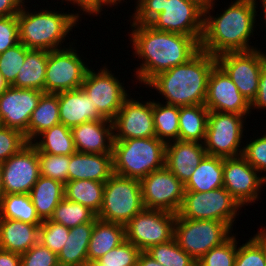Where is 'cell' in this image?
I'll return each instance as SVG.
<instances>
[{
  "instance_id": "cell-9",
  "label": "cell",
  "mask_w": 266,
  "mask_h": 266,
  "mask_svg": "<svg viewBox=\"0 0 266 266\" xmlns=\"http://www.w3.org/2000/svg\"><path fill=\"white\" fill-rule=\"evenodd\" d=\"M176 218L169 211L144 208L125 225L126 240L140 251L168 242L174 238Z\"/></svg>"
},
{
  "instance_id": "cell-59",
  "label": "cell",
  "mask_w": 266,
  "mask_h": 266,
  "mask_svg": "<svg viewBox=\"0 0 266 266\" xmlns=\"http://www.w3.org/2000/svg\"><path fill=\"white\" fill-rule=\"evenodd\" d=\"M86 266H100L97 262L89 263Z\"/></svg>"
},
{
  "instance_id": "cell-54",
  "label": "cell",
  "mask_w": 266,
  "mask_h": 266,
  "mask_svg": "<svg viewBox=\"0 0 266 266\" xmlns=\"http://www.w3.org/2000/svg\"><path fill=\"white\" fill-rule=\"evenodd\" d=\"M137 266H164V265L158 263L146 251H141L137 260Z\"/></svg>"
},
{
  "instance_id": "cell-55",
  "label": "cell",
  "mask_w": 266,
  "mask_h": 266,
  "mask_svg": "<svg viewBox=\"0 0 266 266\" xmlns=\"http://www.w3.org/2000/svg\"><path fill=\"white\" fill-rule=\"evenodd\" d=\"M10 87L9 83L5 80L3 75L0 73V95Z\"/></svg>"
},
{
  "instance_id": "cell-41",
  "label": "cell",
  "mask_w": 266,
  "mask_h": 266,
  "mask_svg": "<svg viewBox=\"0 0 266 266\" xmlns=\"http://www.w3.org/2000/svg\"><path fill=\"white\" fill-rule=\"evenodd\" d=\"M29 50L30 49L19 42L0 54V73L10 86L15 83L16 77L24 64L26 54Z\"/></svg>"
},
{
  "instance_id": "cell-50",
  "label": "cell",
  "mask_w": 266,
  "mask_h": 266,
  "mask_svg": "<svg viewBox=\"0 0 266 266\" xmlns=\"http://www.w3.org/2000/svg\"><path fill=\"white\" fill-rule=\"evenodd\" d=\"M73 2L74 4H78V6L86 12V14H99L102 10L103 4L108 6V4L114 5L116 4L113 0H65Z\"/></svg>"
},
{
  "instance_id": "cell-21",
  "label": "cell",
  "mask_w": 266,
  "mask_h": 266,
  "mask_svg": "<svg viewBox=\"0 0 266 266\" xmlns=\"http://www.w3.org/2000/svg\"><path fill=\"white\" fill-rule=\"evenodd\" d=\"M71 132L77 152L112 154L114 131L111 120L100 119L82 123L72 127Z\"/></svg>"
},
{
  "instance_id": "cell-27",
  "label": "cell",
  "mask_w": 266,
  "mask_h": 266,
  "mask_svg": "<svg viewBox=\"0 0 266 266\" xmlns=\"http://www.w3.org/2000/svg\"><path fill=\"white\" fill-rule=\"evenodd\" d=\"M95 219L70 228L66 244L57 255L59 266H86L88 264V245Z\"/></svg>"
},
{
  "instance_id": "cell-37",
  "label": "cell",
  "mask_w": 266,
  "mask_h": 266,
  "mask_svg": "<svg viewBox=\"0 0 266 266\" xmlns=\"http://www.w3.org/2000/svg\"><path fill=\"white\" fill-rule=\"evenodd\" d=\"M96 217L97 215L89 208L64 198L56 206L49 220L72 228L87 222H92Z\"/></svg>"
},
{
  "instance_id": "cell-40",
  "label": "cell",
  "mask_w": 266,
  "mask_h": 266,
  "mask_svg": "<svg viewBox=\"0 0 266 266\" xmlns=\"http://www.w3.org/2000/svg\"><path fill=\"white\" fill-rule=\"evenodd\" d=\"M40 175L57 180L63 184L68 182V165L70 155H53L38 152Z\"/></svg>"
},
{
  "instance_id": "cell-36",
  "label": "cell",
  "mask_w": 266,
  "mask_h": 266,
  "mask_svg": "<svg viewBox=\"0 0 266 266\" xmlns=\"http://www.w3.org/2000/svg\"><path fill=\"white\" fill-rule=\"evenodd\" d=\"M153 121L156 137L165 144L179 140V107L153 101ZM168 139V140H167Z\"/></svg>"
},
{
  "instance_id": "cell-6",
  "label": "cell",
  "mask_w": 266,
  "mask_h": 266,
  "mask_svg": "<svg viewBox=\"0 0 266 266\" xmlns=\"http://www.w3.org/2000/svg\"><path fill=\"white\" fill-rule=\"evenodd\" d=\"M144 208L140 180L113 173L105 182L103 204L97 218L126 225Z\"/></svg>"
},
{
  "instance_id": "cell-30",
  "label": "cell",
  "mask_w": 266,
  "mask_h": 266,
  "mask_svg": "<svg viewBox=\"0 0 266 266\" xmlns=\"http://www.w3.org/2000/svg\"><path fill=\"white\" fill-rule=\"evenodd\" d=\"M48 54L46 50L30 49L12 86L44 92Z\"/></svg>"
},
{
  "instance_id": "cell-18",
  "label": "cell",
  "mask_w": 266,
  "mask_h": 266,
  "mask_svg": "<svg viewBox=\"0 0 266 266\" xmlns=\"http://www.w3.org/2000/svg\"><path fill=\"white\" fill-rule=\"evenodd\" d=\"M112 122L114 140L156 137L152 101L142 104L128 96Z\"/></svg>"
},
{
  "instance_id": "cell-14",
  "label": "cell",
  "mask_w": 266,
  "mask_h": 266,
  "mask_svg": "<svg viewBox=\"0 0 266 266\" xmlns=\"http://www.w3.org/2000/svg\"><path fill=\"white\" fill-rule=\"evenodd\" d=\"M216 60L240 93L251 103L258 91L260 72L266 63V54L257 49L246 52H228L218 55Z\"/></svg>"
},
{
  "instance_id": "cell-11",
  "label": "cell",
  "mask_w": 266,
  "mask_h": 266,
  "mask_svg": "<svg viewBox=\"0 0 266 266\" xmlns=\"http://www.w3.org/2000/svg\"><path fill=\"white\" fill-rule=\"evenodd\" d=\"M204 7L195 0H164L163 11L149 25L155 30L194 37L203 34Z\"/></svg>"
},
{
  "instance_id": "cell-52",
  "label": "cell",
  "mask_w": 266,
  "mask_h": 266,
  "mask_svg": "<svg viewBox=\"0 0 266 266\" xmlns=\"http://www.w3.org/2000/svg\"><path fill=\"white\" fill-rule=\"evenodd\" d=\"M24 0H0V17L17 15L25 7Z\"/></svg>"
},
{
  "instance_id": "cell-10",
  "label": "cell",
  "mask_w": 266,
  "mask_h": 266,
  "mask_svg": "<svg viewBox=\"0 0 266 266\" xmlns=\"http://www.w3.org/2000/svg\"><path fill=\"white\" fill-rule=\"evenodd\" d=\"M243 115L210 111L203 142L207 155L221 158L242 156ZM239 152V153H238Z\"/></svg>"
},
{
  "instance_id": "cell-8",
  "label": "cell",
  "mask_w": 266,
  "mask_h": 266,
  "mask_svg": "<svg viewBox=\"0 0 266 266\" xmlns=\"http://www.w3.org/2000/svg\"><path fill=\"white\" fill-rule=\"evenodd\" d=\"M241 205L224 188L208 192H185L178 214L185 219L216 220L232 228Z\"/></svg>"
},
{
  "instance_id": "cell-31",
  "label": "cell",
  "mask_w": 266,
  "mask_h": 266,
  "mask_svg": "<svg viewBox=\"0 0 266 266\" xmlns=\"http://www.w3.org/2000/svg\"><path fill=\"white\" fill-rule=\"evenodd\" d=\"M209 112L204 104L179 107V140L203 143Z\"/></svg>"
},
{
  "instance_id": "cell-44",
  "label": "cell",
  "mask_w": 266,
  "mask_h": 266,
  "mask_svg": "<svg viewBox=\"0 0 266 266\" xmlns=\"http://www.w3.org/2000/svg\"><path fill=\"white\" fill-rule=\"evenodd\" d=\"M140 250L127 240L110 250L96 262L100 266H137Z\"/></svg>"
},
{
  "instance_id": "cell-5",
  "label": "cell",
  "mask_w": 266,
  "mask_h": 266,
  "mask_svg": "<svg viewBox=\"0 0 266 266\" xmlns=\"http://www.w3.org/2000/svg\"><path fill=\"white\" fill-rule=\"evenodd\" d=\"M165 147L157 137L114 140L113 173L141 180L165 166Z\"/></svg>"
},
{
  "instance_id": "cell-12",
  "label": "cell",
  "mask_w": 266,
  "mask_h": 266,
  "mask_svg": "<svg viewBox=\"0 0 266 266\" xmlns=\"http://www.w3.org/2000/svg\"><path fill=\"white\" fill-rule=\"evenodd\" d=\"M71 46L49 51L46 65L44 93H60L80 89L88 66Z\"/></svg>"
},
{
  "instance_id": "cell-39",
  "label": "cell",
  "mask_w": 266,
  "mask_h": 266,
  "mask_svg": "<svg viewBox=\"0 0 266 266\" xmlns=\"http://www.w3.org/2000/svg\"><path fill=\"white\" fill-rule=\"evenodd\" d=\"M146 252L164 266H197V261L181 249L174 238L151 246Z\"/></svg>"
},
{
  "instance_id": "cell-47",
  "label": "cell",
  "mask_w": 266,
  "mask_h": 266,
  "mask_svg": "<svg viewBox=\"0 0 266 266\" xmlns=\"http://www.w3.org/2000/svg\"><path fill=\"white\" fill-rule=\"evenodd\" d=\"M250 142L242 147V156L258 172H266V134Z\"/></svg>"
},
{
  "instance_id": "cell-33",
  "label": "cell",
  "mask_w": 266,
  "mask_h": 266,
  "mask_svg": "<svg viewBox=\"0 0 266 266\" xmlns=\"http://www.w3.org/2000/svg\"><path fill=\"white\" fill-rule=\"evenodd\" d=\"M105 183L87 179L65 183V198L80 203L98 215L103 204Z\"/></svg>"
},
{
  "instance_id": "cell-15",
  "label": "cell",
  "mask_w": 266,
  "mask_h": 266,
  "mask_svg": "<svg viewBox=\"0 0 266 266\" xmlns=\"http://www.w3.org/2000/svg\"><path fill=\"white\" fill-rule=\"evenodd\" d=\"M88 69L81 88L90 96L93 107L105 118L113 120L122 107L128 93L119 80L107 68L98 73Z\"/></svg>"
},
{
  "instance_id": "cell-45",
  "label": "cell",
  "mask_w": 266,
  "mask_h": 266,
  "mask_svg": "<svg viewBox=\"0 0 266 266\" xmlns=\"http://www.w3.org/2000/svg\"><path fill=\"white\" fill-rule=\"evenodd\" d=\"M29 142L25 135L9 127H0V163L19 152Z\"/></svg>"
},
{
  "instance_id": "cell-26",
  "label": "cell",
  "mask_w": 266,
  "mask_h": 266,
  "mask_svg": "<svg viewBox=\"0 0 266 266\" xmlns=\"http://www.w3.org/2000/svg\"><path fill=\"white\" fill-rule=\"evenodd\" d=\"M126 241L125 225L95 218L88 245V264Z\"/></svg>"
},
{
  "instance_id": "cell-60",
  "label": "cell",
  "mask_w": 266,
  "mask_h": 266,
  "mask_svg": "<svg viewBox=\"0 0 266 266\" xmlns=\"http://www.w3.org/2000/svg\"><path fill=\"white\" fill-rule=\"evenodd\" d=\"M116 4H117V2H121L122 0H113Z\"/></svg>"
},
{
  "instance_id": "cell-51",
  "label": "cell",
  "mask_w": 266,
  "mask_h": 266,
  "mask_svg": "<svg viewBox=\"0 0 266 266\" xmlns=\"http://www.w3.org/2000/svg\"><path fill=\"white\" fill-rule=\"evenodd\" d=\"M251 108L257 109L266 108V63L263 65L260 72V79L258 82V91L254 100L250 103Z\"/></svg>"
},
{
  "instance_id": "cell-34",
  "label": "cell",
  "mask_w": 266,
  "mask_h": 266,
  "mask_svg": "<svg viewBox=\"0 0 266 266\" xmlns=\"http://www.w3.org/2000/svg\"><path fill=\"white\" fill-rule=\"evenodd\" d=\"M38 136H41L42 140L39 142L34 140L32 142L37 152L53 155H72L76 152L71 128L64 124L54 125Z\"/></svg>"
},
{
  "instance_id": "cell-32",
  "label": "cell",
  "mask_w": 266,
  "mask_h": 266,
  "mask_svg": "<svg viewBox=\"0 0 266 266\" xmlns=\"http://www.w3.org/2000/svg\"><path fill=\"white\" fill-rule=\"evenodd\" d=\"M60 123L58 94L43 93L33 110L28 125V142H33L44 130Z\"/></svg>"
},
{
  "instance_id": "cell-56",
  "label": "cell",
  "mask_w": 266,
  "mask_h": 266,
  "mask_svg": "<svg viewBox=\"0 0 266 266\" xmlns=\"http://www.w3.org/2000/svg\"><path fill=\"white\" fill-rule=\"evenodd\" d=\"M3 195L4 193H3V186H2V163H0V203H1V199Z\"/></svg>"
},
{
  "instance_id": "cell-38",
  "label": "cell",
  "mask_w": 266,
  "mask_h": 266,
  "mask_svg": "<svg viewBox=\"0 0 266 266\" xmlns=\"http://www.w3.org/2000/svg\"><path fill=\"white\" fill-rule=\"evenodd\" d=\"M234 266H266V230L261 229L237 248Z\"/></svg>"
},
{
  "instance_id": "cell-1",
  "label": "cell",
  "mask_w": 266,
  "mask_h": 266,
  "mask_svg": "<svg viewBox=\"0 0 266 266\" xmlns=\"http://www.w3.org/2000/svg\"><path fill=\"white\" fill-rule=\"evenodd\" d=\"M131 26L134 54L144 59L136 76L144 85L157 74L186 63L200 50V43L194 37L158 31L149 24L132 23Z\"/></svg>"
},
{
  "instance_id": "cell-57",
  "label": "cell",
  "mask_w": 266,
  "mask_h": 266,
  "mask_svg": "<svg viewBox=\"0 0 266 266\" xmlns=\"http://www.w3.org/2000/svg\"><path fill=\"white\" fill-rule=\"evenodd\" d=\"M195 1H197L198 3H200L204 8L206 6H208L212 2V0H195Z\"/></svg>"
},
{
  "instance_id": "cell-13",
  "label": "cell",
  "mask_w": 266,
  "mask_h": 266,
  "mask_svg": "<svg viewBox=\"0 0 266 266\" xmlns=\"http://www.w3.org/2000/svg\"><path fill=\"white\" fill-rule=\"evenodd\" d=\"M140 183L145 208L178 214L184 200L185 185L166 166L151 172Z\"/></svg>"
},
{
  "instance_id": "cell-49",
  "label": "cell",
  "mask_w": 266,
  "mask_h": 266,
  "mask_svg": "<svg viewBox=\"0 0 266 266\" xmlns=\"http://www.w3.org/2000/svg\"><path fill=\"white\" fill-rule=\"evenodd\" d=\"M164 0H138L133 22L136 24H149L163 11Z\"/></svg>"
},
{
  "instance_id": "cell-22",
  "label": "cell",
  "mask_w": 266,
  "mask_h": 266,
  "mask_svg": "<svg viewBox=\"0 0 266 266\" xmlns=\"http://www.w3.org/2000/svg\"><path fill=\"white\" fill-rule=\"evenodd\" d=\"M207 155L203 143L176 140L165 147V166L185 185Z\"/></svg>"
},
{
  "instance_id": "cell-53",
  "label": "cell",
  "mask_w": 266,
  "mask_h": 266,
  "mask_svg": "<svg viewBox=\"0 0 266 266\" xmlns=\"http://www.w3.org/2000/svg\"><path fill=\"white\" fill-rule=\"evenodd\" d=\"M0 266H21V254L0 249Z\"/></svg>"
},
{
  "instance_id": "cell-24",
  "label": "cell",
  "mask_w": 266,
  "mask_h": 266,
  "mask_svg": "<svg viewBox=\"0 0 266 266\" xmlns=\"http://www.w3.org/2000/svg\"><path fill=\"white\" fill-rule=\"evenodd\" d=\"M68 181L93 180L106 182L113 174L112 154L75 152L70 155Z\"/></svg>"
},
{
  "instance_id": "cell-20",
  "label": "cell",
  "mask_w": 266,
  "mask_h": 266,
  "mask_svg": "<svg viewBox=\"0 0 266 266\" xmlns=\"http://www.w3.org/2000/svg\"><path fill=\"white\" fill-rule=\"evenodd\" d=\"M44 92L10 86L0 95L2 126L22 132L28 141V125L33 110Z\"/></svg>"
},
{
  "instance_id": "cell-2",
  "label": "cell",
  "mask_w": 266,
  "mask_h": 266,
  "mask_svg": "<svg viewBox=\"0 0 266 266\" xmlns=\"http://www.w3.org/2000/svg\"><path fill=\"white\" fill-rule=\"evenodd\" d=\"M257 0H236L214 18L209 15L212 2L204 8L203 34L200 49L215 57L228 52H246L255 50L248 40L253 34L257 16ZM207 14L209 16H207Z\"/></svg>"
},
{
  "instance_id": "cell-58",
  "label": "cell",
  "mask_w": 266,
  "mask_h": 266,
  "mask_svg": "<svg viewBox=\"0 0 266 266\" xmlns=\"http://www.w3.org/2000/svg\"><path fill=\"white\" fill-rule=\"evenodd\" d=\"M261 2H262V6H263V13H264V17H265V23H266V0H261Z\"/></svg>"
},
{
  "instance_id": "cell-7",
  "label": "cell",
  "mask_w": 266,
  "mask_h": 266,
  "mask_svg": "<svg viewBox=\"0 0 266 266\" xmlns=\"http://www.w3.org/2000/svg\"><path fill=\"white\" fill-rule=\"evenodd\" d=\"M232 230L226 223L216 220H192L177 214L174 239L179 247L198 261L212 248L230 237Z\"/></svg>"
},
{
  "instance_id": "cell-35",
  "label": "cell",
  "mask_w": 266,
  "mask_h": 266,
  "mask_svg": "<svg viewBox=\"0 0 266 266\" xmlns=\"http://www.w3.org/2000/svg\"><path fill=\"white\" fill-rule=\"evenodd\" d=\"M0 219H13L33 225H41L29 194L3 195L0 203Z\"/></svg>"
},
{
  "instance_id": "cell-29",
  "label": "cell",
  "mask_w": 266,
  "mask_h": 266,
  "mask_svg": "<svg viewBox=\"0 0 266 266\" xmlns=\"http://www.w3.org/2000/svg\"><path fill=\"white\" fill-rule=\"evenodd\" d=\"M223 187V158L206 155L185 184V192H208Z\"/></svg>"
},
{
  "instance_id": "cell-23",
  "label": "cell",
  "mask_w": 266,
  "mask_h": 266,
  "mask_svg": "<svg viewBox=\"0 0 266 266\" xmlns=\"http://www.w3.org/2000/svg\"><path fill=\"white\" fill-rule=\"evenodd\" d=\"M57 94L61 124L72 128L89 121L105 119L97 108L92 106L90 96L82 88Z\"/></svg>"
},
{
  "instance_id": "cell-25",
  "label": "cell",
  "mask_w": 266,
  "mask_h": 266,
  "mask_svg": "<svg viewBox=\"0 0 266 266\" xmlns=\"http://www.w3.org/2000/svg\"><path fill=\"white\" fill-rule=\"evenodd\" d=\"M40 225L0 219V249L23 254L39 242Z\"/></svg>"
},
{
  "instance_id": "cell-19",
  "label": "cell",
  "mask_w": 266,
  "mask_h": 266,
  "mask_svg": "<svg viewBox=\"0 0 266 266\" xmlns=\"http://www.w3.org/2000/svg\"><path fill=\"white\" fill-rule=\"evenodd\" d=\"M209 111L247 115L251 106L227 73L216 64L210 72L204 104Z\"/></svg>"
},
{
  "instance_id": "cell-3",
  "label": "cell",
  "mask_w": 266,
  "mask_h": 266,
  "mask_svg": "<svg viewBox=\"0 0 266 266\" xmlns=\"http://www.w3.org/2000/svg\"><path fill=\"white\" fill-rule=\"evenodd\" d=\"M216 64L215 56L200 49L186 63L157 74L146 86L157 89L168 100L166 104L178 107L205 104L208 78Z\"/></svg>"
},
{
  "instance_id": "cell-17",
  "label": "cell",
  "mask_w": 266,
  "mask_h": 266,
  "mask_svg": "<svg viewBox=\"0 0 266 266\" xmlns=\"http://www.w3.org/2000/svg\"><path fill=\"white\" fill-rule=\"evenodd\" d=\"M257 174L243 156L223 158V187L242 207L255 202L261 186L266 184V177Z\"/></svg>"
},
{
  "instance_id": "cell-28",
  "label": "cell",
  "mask_w": 266,
  "mask_h": 266,
  "mask_svg": "<svg viewBox=\"0 0 266 266\" xmlns=\"http://www.w3.org/2000/svg\"><path fill=\"white\" fill-rule=\"evenodd\" d=\"M29 196L39 218L42 221L50 219L56 206L65 198V184L40 175Z\"/></svg>"
},
{
  "instance_id": "cell-48",
  "label": "cell",
  "mask_w": 266,
  "mask_h": 266,
  "mask_svg": "<svg viewBox=\"0 0 266 266\" xmlns=\"http://www.w3.org/2000/svg\"><path fill=\"white\" fill-rule=\"evenodd\" d=\"M19 43L17 15L0 17V54Z\"/></svg>"
},
{
  "instance_id": "cell-16",
  "label": "cell",
  "mask_w": 266,
  "mask_h": 266,
  "mask_svg": "<svg viewBox=\"0 0 266 266\" xmlns=\"http://www.w3.org/2000/svg\"><path fill=\"white\" fill-rule=\"evenodd\" d=\"M40 176L38 152L29 142L2 163L4 195L29 194Z\"/></svg>"
},
{
  "instance_id": "cell-43",
  "label": "cell",
  "mask_w": 266,
  "mask_h": 266,
  "mask_svg": "<svg viewBox=\"0 0 266 266\" xmlns=\"http://www.w3.org/2000/svg\"><path fill=\"white\" fill-rule=\"evenodd\" d=\"M70 228L49 219L43 220L39 229V243L58 255L66 244Z\"/></svg>"
},
{
  "instance_id": "cell-46",
  "label": "cell",
  "mask_w": 266,
  "mask_h": 266,
  "mask_svg": "<svg viewBox=\"0 0 266 266\" xmlns=\"http://www.w3.org/2000/svg\"><path fill=\"white\" fill-rule=\"evenodd\" d=\"M21 266H59L58 257L41 243L21 254Z\"/></svg>"
},
{
  "instance_id": "cell-4",
  "label": "cell",
  "mask_w": 266,
  "mask_h": 266,
  "mask_svg": "<svg viewBox=\"0 0 266 266\" xmlns=\"http://www.w3.org/2000/svg\"><path fill=\"white\" fill-rule=\"evenodd\" d=\"M41 11L33 14L26 12L24 7L19 11V42L28 49L58 50V46L64 42L62 40L78 22L79 14Z\"/></svg>"
},
{
  "instance_id": "cell-42",
  "label": "cell",
  "mask_w": 266,
  "mask_h": 266,
  "mask_svg": "<svg viewBox=\"0 0 266 266\" xmlns=\"http://www.w3.org/2000/svg\"><path fill=\"white\" fill-rule=\"evenodd\" d=\"M236 254L237 242L232 235L221 245L204 254L197 261V266H234Z\"/></svg>"
}]
</instances>
